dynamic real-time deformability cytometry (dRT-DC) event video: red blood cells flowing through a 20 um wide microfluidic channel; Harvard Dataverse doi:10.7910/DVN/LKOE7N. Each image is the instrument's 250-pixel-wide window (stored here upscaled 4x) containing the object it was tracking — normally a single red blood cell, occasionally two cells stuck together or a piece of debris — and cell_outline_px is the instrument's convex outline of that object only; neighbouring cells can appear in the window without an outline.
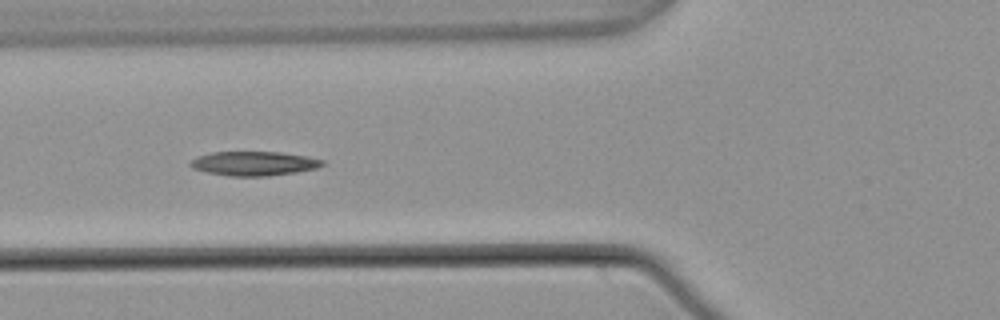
{"species": "common noctule bat (a hibernating species)", "species_latin": "Nyctalus noctula", "temperature_condition": "warm", "stored_images_in_passage": 7, "camera_frame_rate_fps": 3000, "um_per_image_px": 0.085, "animal": {"sex": "male", "body_mass_g": 21.5, "forearm_length_mm": 52.0}, "frame": {"image": 1, "passage_image": 6, "time_ms": 1.667, "image_size_px": [1000, 320], "cell_outline_px": [[324, 164], [316, 168], [296, 172], [268, 176], [232, 176], [208, 172], [192, 168], [188, 164], [196, 156], [212, 152], [280, 152], [308, 156], [324, 160]], "centroid_in_image_um": [21.58, 13.89], "position_along_channel_um": 104.2, "area_um2": 18.61}}
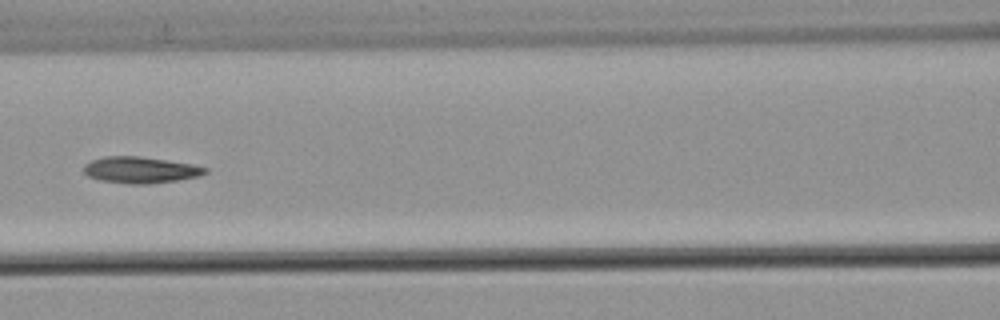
{"frame": {"image": 2, "passage_image": 7, "time_ms": 2.0, "image_size_px": [1000, 320], "cell_outline_px": [[208, 172], [200, 176], [176, 180], [148, 184], [128, 184], [100, 180], [88, 176], [84, 172], [84, 164], [92, 160], [104, 156], [140, 156], [192, 164], [208, 168]], "centroid_in_image_um": [11.93, 14.44], "position_along_channel_um": 154.7, "area_um2": 18.67}}